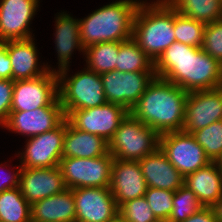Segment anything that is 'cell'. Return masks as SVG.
Returning <instances> with one entry per match:
<instances>
[{
	"label": "cell",
	"instance_id": "obj_13",
	"mask_svg": "<svg viewBox=\"0 0 222 222\" xmlns=\"http://www.w3.org/2000/svg\"><path fill=\"white\" fill-rule=\"evenodd\" d=\"M75 222H110L118 215L119 207L111 189L98 187L74 188Z\"/></svg>",
	"mask_w": 222,
	"mask_h": 222
},
{
	"label": "cell",
	"instance_id": "obj_29",
	"mask_svg": "<svg viewBox=\"0 0 222 222\" xmlns=\"http://www.w3.org/2000/svg\"><path fill=\"white\" fill-rule=\"evenodd\" d=\"M206 24L184 16L174 8V34L176 42L202 48Z\"/></svg>",
	"mask_w": 222,
	"mask_h": 222
},
{
	"label": "cell",
	"instance_id": "obj_28",
	"mask_svg": "<svg viewBox=\"0 0 222 222\" xmlns=\"http://www.w3.org/2000/svg\"><path fill=\"white\" fill-rule=\"evenodd\" d=\"M118 42H102L84 49L86 67L103 74L115 70L117 63Z\"/></svg>",
	"mask_w": 222,
	"mask_h": 222
},
{
	"label": "cell",
	"instance_id": "obj_30",
	"mask_svg": "<svg viewBox=\"0 0 222 222\" xmlns=\"http://www.w3.org/2000/svg\"><path fill=\"white\" fill-rule=\"evenodd\" d=\"M203 206L196 195L184 184L174 192L173 207L167 222H183Z\"/></svg>",
	"mask_w": 222,
	"mask_h": 222
},
{
	"label": "cell",
	"instance_id": "obj_2",
	"mask_svg": "<svg viewBox=\"0 0 222 222\" xmlns=\"http://www.w3.org/2000/svg\"><path fill=\"white\" fill-rule=\"evenodd\" d=\"M188 93L176 84L155 76L129 112L159 135L182 131Z\"/></svg>",
	"mask_w": 222,
	"mask_h": 222
},
{
	"label": "cell",
	"instance_id": "obj_10",
	"mask_svg": "<svg viewBox=\"0 0 222 222\" xmlns=\"http://www.w3.org/2000/svg\"><path fill=\"white\" fill-rule=\"evenodd\" d=\"M66 119L55 129L28 138L25 148L17 154L22 168L59 166L62 158Z\"/></svg>",
	"mask_w": 222,
	"mask_h": 222
},
{
	"label": "cell",
	"instance_id": "obj_32",
	"mask_svg": "<svg viewBox=\"0 0 222 222\" xmlns=\"http://www.w3.org/2000/svg\"><path fill=\"white\" fill-rule=\"evenodd\" d=\"M118 214L126 222H159L144 196L128 200L121 204Z\"/></svg>",
	"mask_w": 222,
	"mask_h": 222
},
{
	"label": "cell",
	"instance_id": "obj_16",
	"mask_svg": "<svg viewBox=\"0 0 222 222\" xmlns=\"http://www.w3.org/2000/svg\"><path fill=\"white\" fill-rule=\"evenodd\" d=\"M65 119L62 106H46L33 111L10 112L3 128L31 138L57 128Z\"/></svg>",
	"mask_w": 222,
	"mask_h": 222
},
{
	"label": "cell",
	"instance_id": "obj_39",
	"mask_svg": "<svg viewBox=\"0 0 222 222\" xmlns=\"http://www.w3.org/2000/svg\"><path fill=\"white\" fill-rule=\"evenodd\" d=\"M218 222H222V197L212 206Z\"/></svg>",
	"mask_w": 222,
	"mask_h": 222
},
{
	"label": "cell",
	"instance_id": "obj_31",
	"mask_svg": "<svg viewBox=\"0 0 222 222\" xmlns=\"http://www.w3.org/2000/svg\"><path fill=\"white\" fill-rule=\"evenodd\" d=\"M197 143L204 149L211 161H218L222 156V120L193 133Z\"/></svg>",
	"mask_w": 222,
	"mask_h": 222
},
{
	"label": "cell",
	"instance_id": "obj_12",
	"mask_svg": "<svg viewBox=\"0 0 222 222\" xmlns=\"http://www.w3.org/2000/svg\"><path fill=\"white\" fill-rule=\"evenodd\" d=\"M128 113L124 106L106 102L98 107L74 110L66 119L76 129L101 136L109 142Z\"/></svg>",
	"mask_w": 222,
	"mask_h": 222
},
{
	"label": "cell",
	"instance_id": "obj_36",
	"mask_svg": "<svg viewBox=\"0 0 222 222\" xmlns=\"http://www.w3.org/2000/svg\"><path fill=\"white\" fill-rule=\"evenodd\" d=\"M2 163L0 164V168L2 170ZM17 168V169H16ZM15 172L14 170L8 174H1L2 177L0 176V193L6 190L14 189L19 187V181H20V173H21V165L15 167ZM2 173V172H1Z\"/></svg>",
	"mask_w": 222,
	"mask_h": 222
},
{
	"label": "cell",
	"instance_id": "obj_3",
	"mask_svg": "<svg viewBox=\"0 0 222 222\" xmlns=\"http://www.w3.org/2000/svg\"><path fill=\"white\" fill-rule=\"evenodd\" d=\"M132 39L155 63L176 41L174 7L167 0H141L134 15Z\"/></svg>",
	"mask_w": 222,
	"mask_h": 222
},
{
	"label": "cell",
	"instance_id": "obj_14",
	"mask_svg": "<svg viewBox=\"0 0 222 222\" xmlns=\"http://www.w3.org/2000/svg\"><path fill=\"white\" fill-rule=\"evenodd\" d=\"M218 120H222V87L188 93L183 131L193 134Z\"/></svg>",
	"mask_w": 222,
	"mask_h": 222
},
{
	"label": "cell",
	"instance_id": "obj_1",
	"mask_svg": "<svg viewBox=\"0 0 222 222\" xmlns=\"http://www.w3.org/2000/svg\"><path fill=\"white\" fill-rule=\"evenodd\" d=\"M155 75L187 92L222 87V63L202 48L173 42L154 63Z\"/></svg>",
	"mask_w": 222,
	"mask_h": 222
},
{
	"label": "cell",
	"instance_id": "obj_5",
	"mask_svg": "<svg viewBox=\"0 0 222 222\" xmlns=\"http://www.w3.org/2000/svg\"><path fill=\"white\" fill-rule=\"evenodd\" d=\"M69 68L57 73L59 101L67 117L74 110L89 109L105 104L100 74L87 67L68 76Z\"/></svg>",
	"mask_w": 222,
	"mask_h": 222
},
{
	"label": "cell",
	"instance_id": "obj_22",
	"mask_svg": "<svg viewBox=\"0 0 222 222\" xmlns=\"http://www.w3.org/2000/svg\"><path fill=\"white\" fill-rule=\"evenodd\" d=\"M184 185L196 195L203 207H212L222 197V171L217 161L186 175Z\"/></svg>",
	"mask_w": 222,
	"mask_h": 222
},
{
	"label": "cell",
	"instance_id": "obj_6",
	"mask_svg": "<svg viewBox=\"0 0 222 222\" xmlns=\"http://www.w3.org/2000/svg\"><path fill=\"white\" fill-rule=\"evenodd\" d=\"M159 134L130 112L108 142L114 159L139 161L159 147Z\"/></svg>",
	"mask_w": 222,
	"mask_h": 222
},
{
	"label": "cell",
	"instance_id": "obj_38",
	"mask_svg": "<svg viewBox=\"0 0 222 222\" xmlns=\"http://www.w3.org/2000/svg\"><path fill=\"white\" fill-rule=\"evenodd\" d=\"M183 222H218L212 207H203Z\"/></svg>",
	"mask_w": 222,
	"mask_h": 222
},
{
	"label": "cell",
	"instance_id": "obj_20",
	"mask_svg": "<svg viewBox=\"0 0 222 222\" xmlns=\"http://www.w3.org/2000/svg\"><path fill=\"white\" fill-rule=\"evenodd\" d=\"M138 162L148 187L175 192L184 184V176L169 162L160 147Z\"/></svg>",
	"mask_w": 222,
	"mask_h": 222
},
{
	"label": "cell",
	"instance_id": "obj_18",
	"mask_svg": "<svg viewBox=\"0 0 222 222\" xmlns=\"http://www.w3.org/2000/svg\"><path fill=\"white\" fill-rule=\"evenodd\" d=\"M34 40L33 37L1 43L7 50L11 61L13 81L34 79L46 74L48 71L56 73V69L52 68L48 63H43L40 66L42 63L38 62L39 53Z\"/></svg>",
	"mask_w": 222,
	"mask_h": 222
},
{
	"label": "cell",
	"instance_id": "obj_21",
	"mask_svg": "<svg viewBox=\"0 0 222 222\" xmlns=\"http://www.w3.org/2000/svg\"><path fill=\"white\" fill-rule=\"evenodd\" d=\"M55 50L58 58L56 73L69 68L74 50L84 55V48L80 42V21L67 12H59L55 16Z\"/></svg>",
	"mask_w": 222,
	"mask_h": 222
},
{
	"label": "cell",
	"instance_id": "obj_35",
	"mask_svg": "<svg viewBox=\"0 0 222 222\" xmlns=\"http://www.w3.org/2000/svg\"><path fill=\"white\" fill-rule=\"evenodd\" d=\"M14 81L0 79V126L3 128L11 112Z\"/></svg>",
	"mask_w": 222,
	"mask_h": 222
},
{
	"label": "cell",
	"instance_id": "obj_19",
	"mask_svg": "<svg viewBox=\"0 0 222 222\" xmlns=\"http://www.w3.org/2000/svg\"><path fill=\"white\" fill-rule=\"evenodd\" d=\"M109 188L118 207L128 200L144 196L148 186L139 162L114 159Z\"/></svg>",
	"mask_w": 222,
	"mask_h": 222
},
{
	"label": "cell",
	"instance_id": "obj_24",
	"mask_svg": "<svg viewBox=\"0 0 222 222\" xmlns=\"http://www.w3.org/2000/svg\"><path fill=\"white\" fill-rule=\"evenodd\" d=\"M108 152V142L104 138L76 129L66 119L62 158H96Z\"/></svg>",
	"mask_w": 222,
	"mask_h": 222
},
{
	"label": "cell",
	"instance_id": "obj_34",
	"mask_svg": "<svg viewBox=\"0 0 222 222\" xmlns=\"http://www.w3.org/2000/svg\"><path fill=\"white\" fill-rule=\"evenodd\" d=\"M202 49L222 63V19L206 24Z\"/></svg>",
	"mask_w": 222,
	"mask_h": 222
},
{
	"label": "cell",
	"instance_id": "obj_26",
	"mask_svg": "<svg viewBox=\"0 0 222 222\" xmlns=\"http://www.w3.org/2000/svg\"><path fill=\"white\" fill-rule=\"evenodd\" d=\"M180 14L205 24L222 19L221 0H167Z\"/></svg>",
	"mask_w": 222,
	"mask_h": 222
},
{
	"label": "cell",
	"instance_id": "obj_25",
	"mask_svg": "<svg viewBox=\"0 0 222 222\" xmlns=\"http://www.w3.org/2000/svg\"><path fill=\"white\" fill-rule=\"evenodd\" d=\"M115 70L120 72H155L154 62L131 38L118 42L117 63Z\"/></svg>",
	"mask_w": 222,
	"mask_h": 222
},
{
	"label": "cell",
	"instance_id": "obj_9",
	"mask_svg": "<svg viewBox=\"0 0 222 222\" xmlns=\"http://www.w3.org/2000/svg\"><path fill=\"white\" fill-rule=\"evenodd\" d=\"M62 106L59 101L57 73L14 81L11 112L33 111L40 107Z\"/></svg>",
	"mask_w": 222,
	"mask_h": 222
},
{
	"label": "cell",
	"instance_id": "obj_11",
	"mask_svg": "<svg viewBox=\"0 0 222 222\" xmlns=\"http://www.w3.org/2000/svg\"><path fill=\"white\" fill-rule=\"evenodd\" d=\"M155 76V72L123 73L118 70L100 74L106 101L120 104L129 111L138 102Z\"/></svg>",
	"mask_w": 222,
	"mask_h": 222
},
{
	"label": "cell",
	"instance_id": "obj_27",
	"mask_svg": "<svg viewBox=\"0 0 222 222\" xmlns=\"http://www.w3.org/2000/svg\"><path fill=\"white\" fill-rule=\"evenodd\" d=\"M1 222H31V205L19 187L0 193Z\"/></svg>",
	"mask_w": 222,
	"mask_h": 222
},
{
	"label": "cell",
	"instance_id": "obj_23",
	"mask_svg": "<svg viewBox=\"0 0 222 222\" xmlns=\"http://www.w3.org/2000/svg\"><path fill=\"white\" fill-rule=\"evenodd\" d=\"M73 191L66 188L31 205V222H75Z\"/></svg>",
	"mask_w": 222,
	"mask_h": 222
},
{
	"label": "cell",
	"instance_id": "obj_40",
	"mask_svg": "<svg viewBox=\"0 0 222 222\" xmlns=\"http://www.w3.org/2000/svg\"><path fill=\"white\" fill-rule=\"evenodd\" d=\"M110 222H126L119 214Z\"/></svg>",
	"mask_w": 222,
	"mask_h": 222
},
{
	"label": "cell",
	"instance_id": "obj_15",
	"mask_svg": "<svg viewBox=\"0 0 222 222\" xmlns=\"http://www.w3.org/2000/svg\"><path fill=\"white\" fill-rule=\"evenodd\" d=\"M40 0L0 1V43L33 38L30 23Z\"/></svg>",
	"mask_w": 222,
	"mask_h": 222
},
{
	"label": "cell",
	"instance_id": "obj_4",
	"mask_svg": "<svg viewBox=\"0 0 222 222\" xmlns=\"http://www.w3.org/2000/svg\"><path fill=\"white\" fill-rule=\"evenodd\" d=\"M140 0H116L80 19V42L85 49L102 42L132 38L133 20Z\"/></svg>",
	"mask_w": 222,
	"mask_h": 222
},
{
	"label": "cell",
	"instance_id": "obj_33",
	"mask_svg": "<svg viewBox=\"0 0 222 222\" xmlns=\"http://www.w3.org/2000/svg\"><path fill=\"white\" fill-rule=\"evenodd\" d=\"M144 197L155 217L167 222L173 207L174 192L148 187Z\"/></svg>",
	"mask_w": 222,
	"mask_h": 222
},
{
	"label": "cell",
	"instance_id": "obj_8",
	"mask_svg": "<svg viewBox=\"0 0 222 222\" xmlns=\"http://www.w3.org/2000/svg\"><path fill=\"white\" fill-rule=\"evenodd\" d=\"M159 147L184 177L211 162L193 134L183 130L160 134Z\"/></svg>",
	"mask_w": 222,
	"mask_h": 222
},
{
	"label": "cell",
	"instance_id": "obj_7",
	"mask_svg": "<svg viewBox=\"0 0 222 222\" xmlns=\"http://www.w3.org/2000/svg\"><path fill=\"white\" fill-rule=\"evenodd\" d=\"M114 158L107 154L96 158H61L59 167L67 188L110 187Z\"/></svg>",
	"mask_w": 222,
	"mask_h": 222
},
{
	"label": "cell",
	"instance_id": "obj_17",
	"mask_svg": "<svg viewBox=\"0 0 222 222\" xmlns=\"http://www.w3.org/2000/svg\"><path fill=\"white\" fill-rule=\"evenodd\" d=\"M66 188L59 166L21 169L19 189L30 205Z\"/></svg>",
	"mask_w": 222,
	"mask_h": 222
},
{
	"label": "cell",
	"instance_id": "obj_41",
	"mask_svg": "<svg viewBox=\"0 0 222 222\" xmlns=\"http://www.w3.org/2000/svg\"><path fill=\"white\" fill-rule=\"evenodd\" d=\"M217 163H218V165H219V168H220L221 171H222V156L218 159Z\"/></svg>",
	"mask_w": 222,
	"mask_h": 222
},
{
	"label": "cell",
	"instance_id": "obj_37",
	"mask_svg": "<svg viewBox=\"0 0 222 222\" xmlns=\"http://www.w3.org/2000/svg\"><path fill=\"white\" fill-rule=\"evenodd\" d=\"M0 79L12 80V66L7 50L0 43Z\"/></svg>",
	"mask_w": 222,
	"mask_h": 222
}]
</instances>
